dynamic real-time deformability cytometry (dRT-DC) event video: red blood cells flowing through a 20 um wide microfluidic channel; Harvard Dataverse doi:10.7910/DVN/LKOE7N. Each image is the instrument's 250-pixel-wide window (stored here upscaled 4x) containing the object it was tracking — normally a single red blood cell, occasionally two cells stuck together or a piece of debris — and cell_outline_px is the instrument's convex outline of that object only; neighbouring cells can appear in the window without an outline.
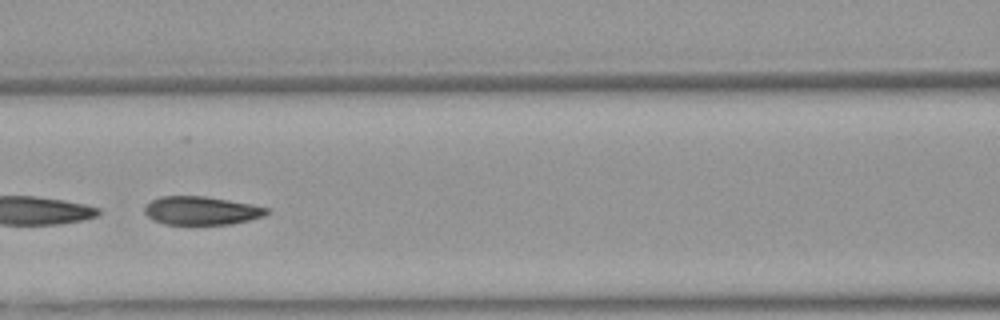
{"species": "Egyptian fruit bat (a non-hibernating species)", "species_latin": "Rousettus aegyptiacus", "temperature_condition": "warm", "stored_images_in_passage": 50, "camera_frame_rate_fps": 3000, "um_per_image_px": 0.085, "animal": {"sex": "female"}, "frame": {"image": 1, "passage_image": 22, "time_ms": 7.0, "image_size_px": [1000, 320], "cell_outline_px": [[268, 212], [264, 216], [232, 224], [164, 224], [152, 220], [144, 212], [144, 204], [160, 196], [204, 196], [252, 204], [268, 208]], "centroid_in_image_um": [17.07, 17.9], "position_along_channel_um": 149.5, "area_um2": 20.23}, "authors_computed_cell_mechanics": {"area_um2": 22.3397, "velocity_mm_per_s": 3.9129, "shape_relaxation_time_tau1_ms": 4.1537, "shape_relaxation_time_tau2_ms": 1.3162, "deformation_change_tau1": 0.1477, "deformation_change_tau2": 0.0568}}